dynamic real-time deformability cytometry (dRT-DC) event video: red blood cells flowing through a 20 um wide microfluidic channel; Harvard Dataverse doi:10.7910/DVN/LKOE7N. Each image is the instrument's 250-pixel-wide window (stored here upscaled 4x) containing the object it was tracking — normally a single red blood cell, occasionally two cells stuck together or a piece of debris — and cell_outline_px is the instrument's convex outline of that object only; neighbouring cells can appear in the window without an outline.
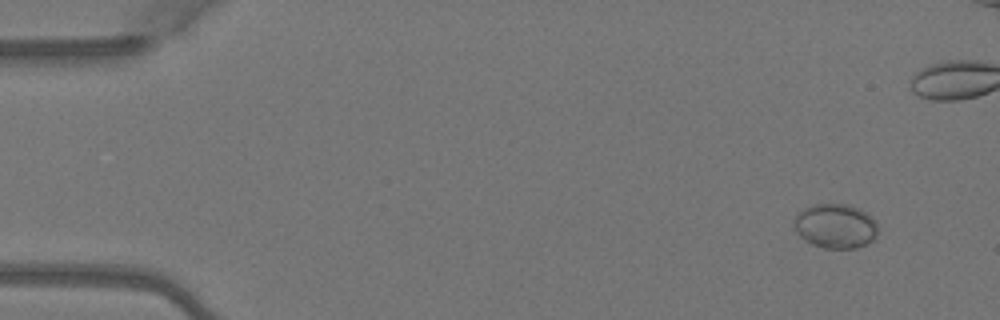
{"species": "Egyptian fruit bat (a non-hibernating species)", "species_latin": "Rousettus aegyptiacus", "temperature_condition": "warm", "stored_images_in_passage": 5, "segment_of_instrument_passage": [2, 2], "camera_frame_rate_fps": 3000, "um_per_image_px": 0.085, "animal": {"sex": "female"}, "frame": {"image": 1, "passage_image": 5, "time_ms": 1.333, "image_size_px": [1000, 320], "cell_outline_px": [[876, 236], [872, 240], [856, 248], [824, 248], [812, 244], [804, 240], [796, 232], [792, 224], [792, 220], [796, 212], [812, 204], [848, 204], [860, 208], [872, 216], [876, 220]], "centroid_in_image_um": [70.96, 19.19], "position_along_channel_um": 14.0, "area_um2": 22.08}}